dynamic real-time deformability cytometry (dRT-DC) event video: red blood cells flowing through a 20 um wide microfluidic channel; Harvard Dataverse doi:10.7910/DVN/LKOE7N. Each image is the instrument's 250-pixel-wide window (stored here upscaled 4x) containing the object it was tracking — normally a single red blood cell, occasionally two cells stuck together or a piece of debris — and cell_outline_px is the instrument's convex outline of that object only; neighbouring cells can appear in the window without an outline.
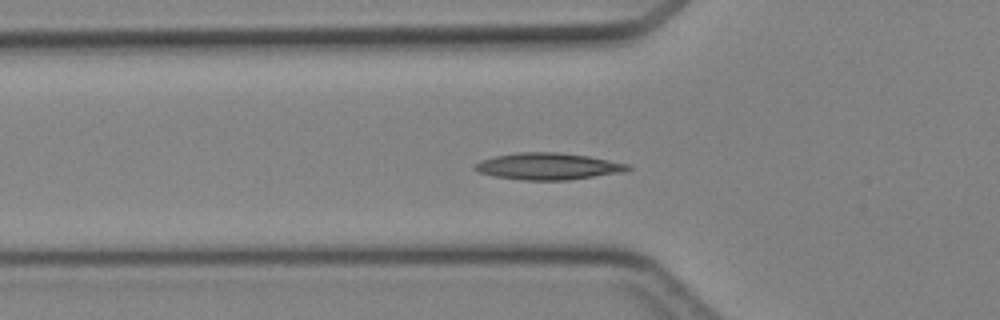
{"species": "Egyptian fruit bat (a non-hibernating species)", "species_latin": "Rousettus aegyptiacus", "temperature_condition": "cold", "stored_images_in_passage": 33, "camera_frame_rate_fps": 3000, "um_per_image_px": 0.085, "animal": {"sex": "female"}, "frame": {"image": 1, "passage_image": 9, "time_ms": 2.667, "image_size_px": [1000, 320], "cell_outline_px": [[632, 168], [624, 172], [568, 180], [524, 180], [492, 176], [480, 172], [472, 168], [472, 164], [480, 160], [496, 156], [516, 152], [556, 152], [588, 156], [628, 164]], "centroid_in_image_um": [46.54, 14.14], "position_along_channel_um": 79.3, "area_um2": 23.87}}
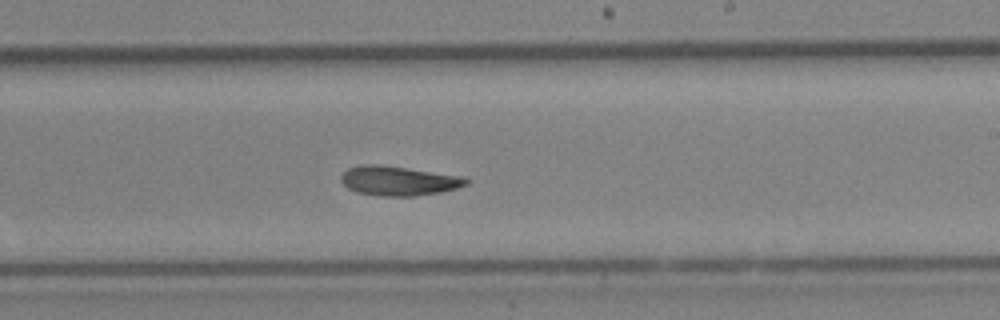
{"frame": {"image": 2, "passage_image": 21, "time_ms": 6.667, "image_size_px": [1000, 320], "cell_outline_px": [[468, 184], [456, 188], [440, 192], [412, 196], [376, 196], [356, 192], [348, 188], [340, 180], [340, 176], [348, 168], [364, 164], [380, 164], [464, 176], [468, 180]], "centroid_in_image_um": [33.86, 15.36], "position_along_channel_um": 255.1, "area_um2": 21.56}}
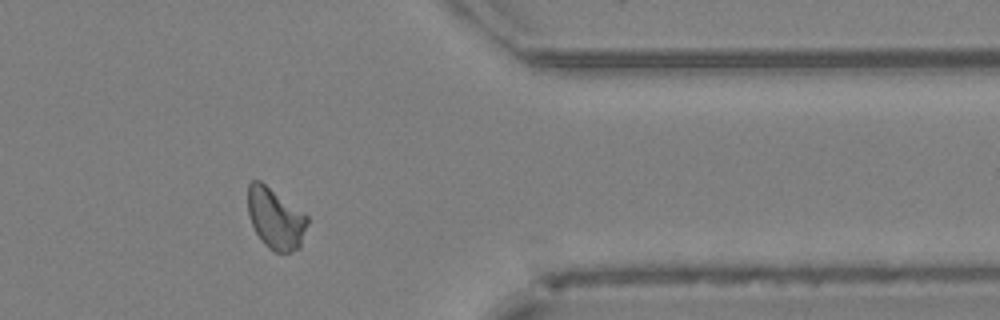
{"frame": {"image": 3, "passage_image": 31, "time_ms": 10.0, "image_size_px": [1000, 320], "cell_outline_px": [[308, 224], [300, 248], [288, 252], [276, 252], [268, 248], [260, 240], [252, 224], [248, 212], [248, 184], [252, 180], [260, 180], [304, 212], [308, 216]], "centroid_in_image_um": [23.43, 18.57], "position_along_channel_um": 388.0, "area_um2": 21.27}}